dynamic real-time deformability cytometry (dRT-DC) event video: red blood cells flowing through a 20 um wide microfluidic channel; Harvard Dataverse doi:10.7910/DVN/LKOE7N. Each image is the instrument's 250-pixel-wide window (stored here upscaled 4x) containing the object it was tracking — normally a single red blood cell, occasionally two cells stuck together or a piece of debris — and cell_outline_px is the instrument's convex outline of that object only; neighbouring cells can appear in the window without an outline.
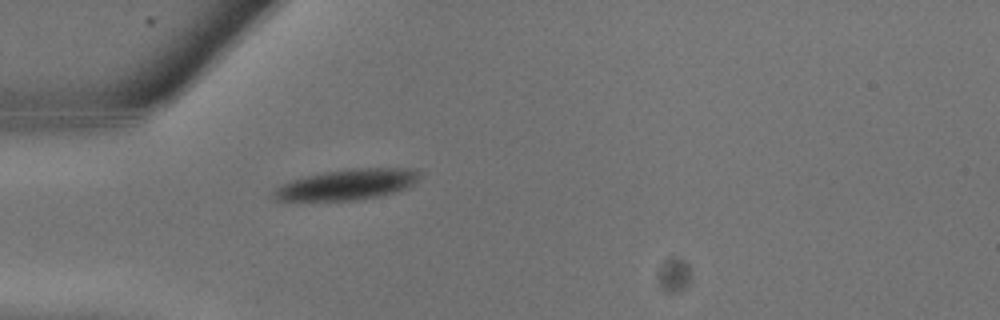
{"species": "common noctule bat (a hibernating species)", "species_latin": "Nyctalus noctula", "temperature_condition": "warm", "stored_images_in_passage": 13, "camera_frame_rate_fps": 3000, "um_per_image_px": 0.085, "animal": {"sex": "male", "body_mass_g": 13.3}, "frame": {"image": 1, "passage_image": 8, "time_ms": 2.333, "image_size_px": [1000, 320], "cell_outline_px": [[420, 180], [408, 188], [396, 192], [380, 196], [356, 200], [276, 200], [272, 196], [272, 192], [276, 188], [292, 180], [324, 172], [352, 168], [416, 168], [420, 172]], "centroid_in_image_um": [29.6, 15.68], "position_along_channel_um": 55.4, "area_um2": 26.07}}
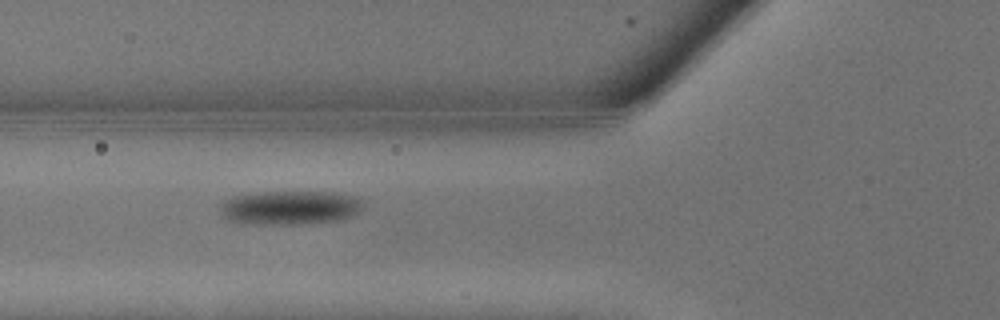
{"frame": {"image": 2, "passage_image": 10, "time_ms": 3.0, "image_size_px": [1000, 320], "cell_outline_px": [[364, 204], [352, 216], [340, 220], [292, 224], [260, 224], [228, 220], [220, 212], [220, 208], [228, 200], [236, 196], [264, 192], [332, 192], [356, 196], [364, 200]], "centroid_in_image_um": [24.72, 17.64], "position_along_channel_um": 101.1, "area_um2": 27.8}}
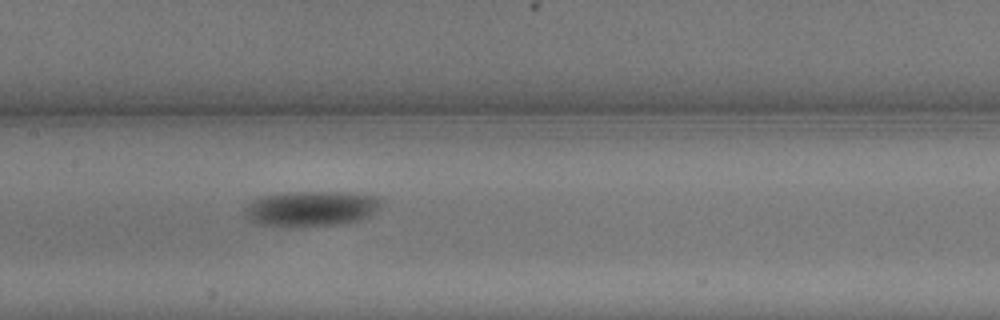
{"frame": {"image": 3, "passage_image": 13, "time_ms": 4.0, "image_size_px": [1000, 320], "cell_outline_px": [[384, 204], [372, 216], [360, 220], [340, 224], [284, 228], [252, 224], [244, 216], [244, 212], [252, 200], [260, 196], [292, 192], [344, 192], [380, 196], [384, 200]], "centroid_in_image_um": [26.47, 17.76], "position_along_channel_um": 180.9, "area_um2": 29.07}}